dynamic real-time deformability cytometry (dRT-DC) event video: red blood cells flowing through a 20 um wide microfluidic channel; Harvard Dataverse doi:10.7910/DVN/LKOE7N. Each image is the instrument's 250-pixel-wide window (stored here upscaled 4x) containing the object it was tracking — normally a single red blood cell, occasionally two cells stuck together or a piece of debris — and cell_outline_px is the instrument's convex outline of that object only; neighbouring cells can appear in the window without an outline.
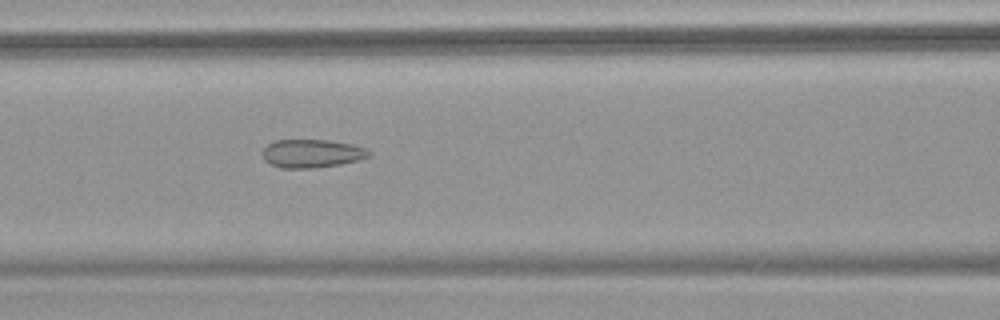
{"species": "common noctule bat (a hibernating species)", "species_latin": "Nyctalus noctula", "temperature_condition": "warm", "stored_images_in_passage": 43, "camera_frame_rate_fps": 3000, "um_per_image_px": 0.085, "animal": {"sex": "female", "body_mass_g": 18.4}, "frame": {"image": 1, "passage_image": 13, "time_ms": 4.0, "image_size_px": [1000, 320], "cell_outline_px": [[372, 156], [360, 160], [340, 164], [312, 168], [280, 168], [264, 160], [260, 152], [268, 144], [276, 140], [328, 140], [352, 144], [364, 148], [372, 152]], "centroid_in_image_um": [26.51, 13.05], "position_along_channel_um": 140.1, "area_um2": 17.69}}
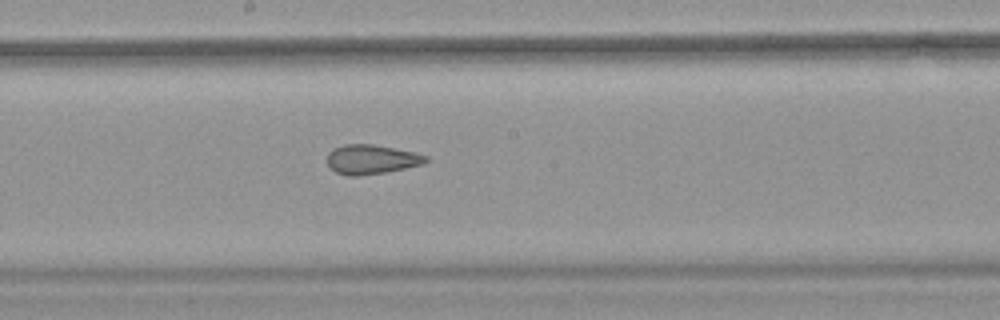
{"frame": {"image": 2, "passage_image": 19, "time_ms": 6.0, "image_size_px": [1000, 320], "cell_outline_px": [[432, 160], [424, 164], [384, 172], [356, 176], [348, 176], [336, 172], [328, 164], [328, 152], [332, 148], [344, 144], [372, 144], [412, 152], [428, 156]], "centroid_in_image_um": [31.58, 13.54], "position_along_channel_um": 216.6, "area_um2": 16.82}}
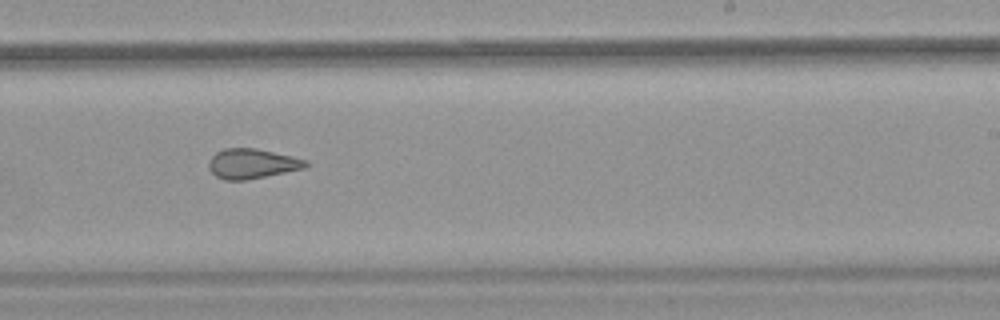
{"frame": {"image": 3, "passage_image": 23, "time_ms": 7.333, "image_size_px": [1000, 320], "cell_outline_px": [[312, 164], [304, 168], [244, 180], [224, 180], [216, 176], [208, 168], [208, 160], [216, 152], [224, 148], [256, 148], [292, 156], [308, 160]], "centroid_in_image_um": [21.42, 13.9], "position_along_channel_um": 267.6, "area_um2": 16.88}, "authors_computed_cell_mechanics": {"area_um2": 18.4382, "velocity_mm_per_s": 3.8417, "shape_relaxation_time_tau1_ms": null, "shape_relaxation_time_tau2_ms": 1.7874, "deformation_change_tau1": null, "deformation_change_tau2": 0.1041}}